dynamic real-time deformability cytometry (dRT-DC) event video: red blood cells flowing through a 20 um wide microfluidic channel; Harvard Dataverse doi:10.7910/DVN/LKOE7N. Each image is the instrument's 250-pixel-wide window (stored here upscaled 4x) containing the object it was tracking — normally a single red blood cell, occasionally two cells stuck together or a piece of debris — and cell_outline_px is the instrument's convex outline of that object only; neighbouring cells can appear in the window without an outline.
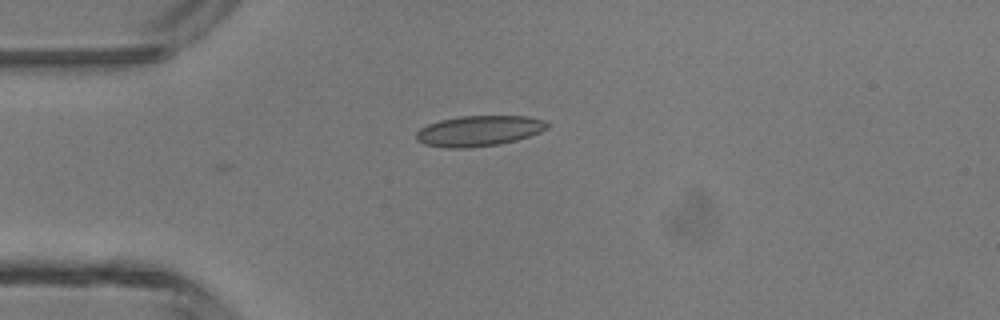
{"species": "common noctule bat (a hibernating species)", "species_latin": "Nyctalus noctula", "temperature_condition": "room temperature", "stored_images_in_passage": 2, "camera_frame_rate_fps": 3000, "um_per_image_px": 0.085, "animal": {"sex": "male", "body_mass_g": 13.3}, "frame": {"image": 1, "passage_image": 2, "time_ms": 0.333, "image_size_px": [1000, 320], "cell_outline_px": [[548, 128], [540, 132], [516, 140], [500, 144], [468, 148], [444, 148], [424, 144], [416, 140], [416, 132], [420, 128], [428, 124], [440, 120], [460, 116], [528, 116], [544, 120], [548, 124]], "centroid_in_image_um": [40.69, 11.13], "position_along_channel_um": 44.3, "area_um2": 23.41}}